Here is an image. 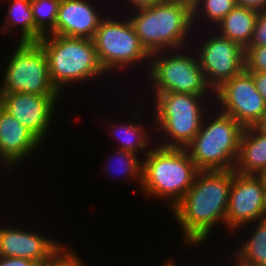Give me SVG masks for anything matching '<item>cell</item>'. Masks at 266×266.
Listing matches in <instances>:
<instances>
[{
  "mask_svg": "<svg viewBox=\"0 0 266 266\" xmlns=\"http://www.w3.org/2000/svg\"><path fill=\"white\" fill-rule=\"evenodd\" d=\"M252 75L257 91L266 103V72H249Z\"/></svg>",
  "mask_w": 266,
  "mask_h": 266,
  "instance_id": "f1b7e54d",
  "label": "cell"
},
{
  "mask_svg": "<svg viewBox=\"0 0 266 266\" xmlns=\"http://www.w3.org/2000/svg\"><path fill=\"white\" fill-rule=\"evenodd\" d=\"M133 11V17L130 15L128 18L150 55L167 49H187L184 46L194 28L191 1L165 0Z\"/></svg>",
  "mask_w": 266,
  "mask_h": 266,
  "instance_id": "7a4b0ae2",
  "label": "cell"
},
{
  "mask_svg": "<svg viewBox=\"0 0 266 266\" xmlns=\"http://www.w3.org/2000/svg\"><path fill=\"white\" fill-rule=\"evenodd\" d=\"M264 169H266V135L258 132L253 126L245 127L234 171L244 175H258Z\"/></svg>",
  "mask_w": 266,
  "mask_h": 266,
  "instance_id": "e0dca14e",
  "label": "cell"
},
{
  "mask_svg": "<svg viewBox=\"0 0 266 266\" xmlns=\"http://www.w3.org/2000/svg\"><path fill=\"white\" fill-rule=\"evenodd\" d=\"M211 115L205 114L199 132L185 149L199 171L232 170L236 165L244 127L221 111L217 110L214 117Z\"/></svg>",
  "mask_w": 266,
  "mask_h": 266,
  "instance_id": "5b68a950",
  "label": "cell"
},
{
  "mask_svg": "<svg viewBox=\"0 0 266 266\" xmlns=\"http://www.w3.org/2000/svg\"><path fill=\"white\" fill-rule=\"evenodd\" d=\"M60 95L29 93L0 94V105L29 129L41 142L53 124L54 110Z\"/></svg>",
  "mask_w": 266,
  "mask_h": 266,
  "instance_id": "4fadbf2b",
  "label": "cell"
},
{
  "mask_svg": "<svg viewBox=\"0 0 266 266\" xmlns=\"http://www.w3.org/2000/svg\"><path fill=\"white\" fill-rule=\"evenodd\" d=\"M253 127L261 134L266 135V111Z\"/></svg>",
  "mask_w": 266,
  "mask_h": 266,
  "instance_id": "1f68e13d",
  "label": "cell"
},
{
  "mask_svg": "<svg viewBox=\"0 0 266 266\" xmlns=\"http://www.w3.org/2000/svg\"><path fill=\"white\" fill-rule=\"evenodd\" d=\"M266 218V194L257 175L234 172L225 227L231 233ZM233 231V232H232Z\"/></svg>",
  "mask_w": 266,
  "mask_h": 266,
  "instance_id": "7c38bea8",
  "label": "cell"
},
{
  "mask_svg": "<svg viewBox=\"0 0 266 266\" xmlns=\"http://www.w3.org/2000/svg\"><path fill=\"white\" fill-rule=\"evenodd\" d=\"M111 158L108 159V162L109 161H112V159L114 160V158L116 159L115 160V164H119L117 166V168H113L112 164L109 165L108 162H107V166H105L104 168H106V170H108L109 172L113 171V169L115 171L114 172V175H123V177H127L126 180H129V179H134V180H137V184L139 182V187L141 188V183H142V161L141 159L143 160V158H140L139 159V156L132 153V152H129V151H124L122 149H117L114 151V158L112 156H110ZM113 163V162H112ZM113 163V164H114ZM114 164V167H116ZM118 169V170H117ZM122 169V170H121ZM119 172V174L117 172ZM109 173L110 175L113 173ZM116 172V173H115ZM125 174V175H124Z\"/></svg>",
  "mask_w": 266,
  "mask_h": 266,
  "instance_id": "cb8c5ba5",
  "label": "cell"
},
{
  "mask_svg": "<svg viewBox=\"0 0 266 266\" xmlns=\"http://www.w3.org/2000/svg\"><path fill=\"white\" fill-rule=\"evenodd\" d=\"M244 58L248 72H266V46H247Z\"/></svg>",
  "mask_w": 266,
  "mask_h": 266,
  "instance_id": "d4e9b609",
  "label": "cell"
},
{
  "mask_svg": "<svg viewBox=\"0 0 266 266\" xmlns=\"http://www.w3.org/2000/svg\"><path fill=\"white\" fill-rule=\"evenodd\" d=\"M210 33L213 35L204 38V42L202 39L195 54L207 84L215 91L245 69V49L216 31Z\"/></svg>",
  "mask_w": 266,
  "mask_h": 266,
  "instance_id": "30bf717a",
  "label": "cell"
},
{
  "mask_svg": "<svg viewBox=\"0 0 266 266\" xmlns=\"http://www.w3.org/2000/svg\"><path fill=\"white\" fill-rule=\"evenodd\" d=\"M234 172V169L197 172L193 185L171 209L182 229L183 244L198 246L207 241L214 225H225Z\"/></svg>",
  "mask_w": 266,
  "mask_h": 266,
  "instance_id": "6da1fadb",
  "label": "cell"
},
{
  "mask_svg": "<svg viewBox=\"0 0 266 266\" xmlns=\"http://www.w3.org/2000/svg\"><path fill=\"white\" fill-rule=\"evenodd\" d=\"M0 266H39L30 259L0 256Z\"/></svg>",
  "mask_w": 266,
  "mask_h": 266,
  "instance_id": "83f0119b",
  "label": "cell"
},
{
  "mask_svg": "<svg viewBox=\"0 0 266 266\" xmlns=\"http://www.w3.org/2000/svg\"><path fill=\"white\" fill-rule=\"evenodd\" d=\"M68 246L63 245L44 266H86V262L75 253L76 249L74 251Z\"/></svg>",
  "mask_w": 266,
  "mask_h": 266,
  "instance_id": "484cf974",
  "label": "cell"
},
{
  "mask_svg": "<svg viewBox=\"0 0 266 266\" xmlns=\"http://www.w3.org/2000/svg\"><path fill=\"white\" fill-rule=\"evenodd\" d=\"M10 56L0 94L61 95L52 84L48 60L38 41H19Z\"/></svg>",
  "mask_w": 266,
  "mask_h": 266,
  "instance_id": "ba28073f",
  "label": "cell"
},
{
  "mask_svg": "<svg viewBox=\"0 0 266 266\" xmlns=\"http://www.w3.org/2000/svg\"><path fill=\"white\" fill-rule=\"evenodd\" d=\"M90 2L61 0L55 22V35L93 39L104 14H100Z\"/></svg>",
  "mask_w": 266,
  "mask_h": 266,
  "instance_id": "2e32d148",
  "label": "cell"
},
{
  "mask_svg": "<svg viewBox=\"0 0 266 266\" xmlns=\"http://www.w3.org/2000/svg\"><path fill=\"white\" fill-rule=\"evenodd\" d=\"M191 2L193 25L198 23L197 20L203 21L199 19L203 16L207 18L205 21L208 20V24H212L213 27H216L237 6L236 0H192Z\"/></svg>",
  "mask_w": 266,
  "mask_h": 266,
  "instance_id": "603a6c76",
  "label": "cell"
},
{
  "mask_svg": "<svg viewBox=\"0 0 266 266\" xmlns=\"http://www.w3.org/2000/svg\"><path fill=\"white\" fill-rule=\"evenodd\" d=\"M38 42L48 60L51 82L60 93L64 86L106 74L92 39L45 35Z\"/></svg>",
  "mask_w": 266,
  "mask_h": 266,
  "instance_id": "277c9868",
  "label": "cell"
},
{
  "mask_svg": "<svg viewBox=\"0 0 266 266\" xmlns=\"http://www.w3.org/2000/svg\"><path fill=\"white\" fill-rule=\"evenodd\" d=\"M149 149L142 161L140 190L146 196L168 200L166 203L172 209L193 185L199 170L185 148L157 145Z\"/></svg>",
  "mask_w": 266,
  "mask_h": 266,
  "instance_id": "3957f363",
  "label": "cell"
},
{
  "mask_svg": "<svg viewBox=\"0 0 266 266\" xmlns=\"http://www.w3.org/2000/svg\"><path fill=\"white\" fill-rule=\"evenodd\" d=\"M165 0H127L128 5H132L131 7L135 8H139V7H144V6H150L159 2H162Z\"/></svg>",
  "mask_w": 266,
  "mask_h": 266,
  "instance_id": "4dcf8cb0",
  "label": "cell"
},
{
  "mask_svg": "<svg viewBox=\"0 0 266 266\" xmlns=\"http://www.w3.org/2000/svg\"><path fill=\"white\" fill-rule=\"evenodd\" d=\"M222 113L232 116L244 128L253 126L265 113L266 103L257 91L252 75L243 70L214 91Z\"/></svg>",
  "mask_w": 266,
  "mask_h": 266,
  "instance_id": "8fae6325",
  "label": "cell"
},
{
  "mask_svg": "<svg viewBox=\"0 0 266 266\" xmlns=\"http://www.w3.org/2000/svg\"><path fill=\"white\" fill-rule=\"evenodd\" d=\"M41 142L0 105V161L6 169L35 153ZM29 155V156H28Z\"/></svg>",
  "mask_w": 266,
  "mask_h": 266,
  "instance_id": "9a60e30c",
  "label": "cell"
},
{
  "mask_svg": "<svg viewBox=\"0 0 266 266\" xmlns=\"http://www.w3.org/2000/svg\"><path fill=\"white\" fill-rule=\"evenodd\" d=\"M259 11L243 6H235L216 26L218 34L239 43L244 49L249 45Z\"/></svg>",
  "mask_w": 266,
  "mask_h": 266,
  "instance_id": "ac0fdd59",
  "label": "cell"
},
{
  "mask_svg": "<svg viewBox=\"0 0 266 266\" xmlns=\"http://www.w3.org/2000/svg\"><path fill=\"white\" fill-rule=\"evenodd\" d=\"M257 176L261 179L266 194V169L262 170Z\"/></svg>",
  "mask_w": 266,
  "mask_h": 266,
  "instance_id": "d6a6232c",
  "label": "cell"
},
{
  "mask_svg": "<svg viewBox=\"0 0 266 266\" xmlns=\"http://www.w3.org/2000/svg\"><path fill=\"white\" fill-rule=\"evenodd\" d=\"M248 46H266V10L259 11Z\"/></svg>",
  "mask_w": 266,
  "mask_h": 266,
  "instance_id": "4316f807",
  "label": "cell"
},
{
  "mask_svg": "<svg viewBox=\"0 0 266 266\" xmlns=\"http://www.w3.org/2000/svg\"><path fill=\"white\" fill-rule=\"evenodd\" d=\"M153 94L155 112L152 113V122L157 125L153 130L164 132L163 136L169 137L168 142L164 139L165 142H158L157 145L185 148L199 132L204 114L210 113L206 106L208 104L204 106L201 102L207 96L178 92Z\"/></svg>",
  "mask_w": 266,
  "mask_h": 266,
  "instance_id": "8992f818",
  "label": "cell"
},
{
  "mask_svg": "<svg viewBox=\"0 0 266 266\" xmlns=\"http://www.w3.org/2000/svg\"><path fill=\"white\" fill-rule=\"evenodd\" d=\"M180 51L182 52L181 49H174L150 55L146 68L148 73L145 75L148 82L150 80L153 93L178 92L214 97V91L206 82L197 55L188 54L187 50L182 53Z\"/></svg>",
  "mask_w": 266,
  "mask_h": 266,
  "instance_id": "52a82bcc",
  "label": "cell"
},
{
  "mask_svg": "<svg viewBox=\"0 0 266 266\" xmlns=\"http://www.w3.org/2000/svg\"><path fill=\"white\" fill-rule=\"evenodd\" d=\"M251 224H255L254 230L250 231L245 244L232 250L231 256L235 260L232 262L239 266H266V218Z\"/></svg>",
  "mask_w": 266,
  "mask_h": 266,
  "instance_id": "d6986e66",
  "label": "cell"
},
{
  "mask_svg": "<svg viewBox=\"0 0 266 266\" xmlns=\"http://www.w3.org/2000/svg\"><path fill=\"white\" fill-rule=\"evenodd\" d=\"M61 0H31L35 24V41L45 35H55V22Z\"/></svg>",
  "mask_w": 266,
  "mask_h": 266,
  "instance_id": "7402d4cb",
  "label": "cell"
},
{
  "mask_svg": "<svg viewBox=\"0 0 266 266\" xmlns=\"http://www.w3.org/2000/svg\"><path fill=\"white\" fill-rule=\"evenodd\" d=\"M64 244L15 225L10 228L0 226V256L3 257L26 258L44 266Z\"/></svg>",
  "mask_w": 266,
  "mask_h": 266,
  "instance_id": "5bb4252c",
  "label": "cell"
},
{
  "mask_svg": "<svg viewBox=\"0 0 266 266\" xmlns=\"http://www.w3.org/2000/svg\"><path fill=\"white\" fill-rule=\"evenodd\" d=\"M236 4L257 11L266 10V0H236Z\"/></svg>",
  "mask_w": 266,
  "mask_h": 266,
  "instance_id": "f546056e",
  "label": "cell"
},
{
  "mask_svg": "<svg viewBox=\"0 0 266 266\" xmlns=\"http://www.w3.org/2000/svg\"><path fill=\"white\" fill-rule=\"evenodd\" d=\"M7 1V0H6ZM5 2V0H4ZM5 23L1 26V32L8 34L11 28L20 26V41H35V24L31 8V0H8Z\"/></svg>",
  "mask_w": 266,
  "mask_h": 266,
  "instance_id": "44dd1931",
  "label": "cell"
},
{
  "mask_svg": "<svg viewBox=\"0 0 266 266\" xmlns=\"http://www.w3.org/2000/svg\"><path fill=\"white\" fill-rule=\"evenodd\" d=\"M128 121V123H120L118 126L115 124V122L114 124L113 122H109L110 124L108 126L110 127L108 129H112L111 134L115 137H113V139L118 140L117 144L119 147L116 148L132 152L136 155H139L138 153H143L145 151L147 154L150 151L148 150L149 145L150 147L153 146L151 145L153 142L150 140L152 138L149 137L151 135L148 133L151 131V128L148 127L146 129L144 124H139V122L137 124L136 122L132 123L130 119Z\"/></svg>",
  "mask_w": 266,
  "mask_h": 266,
  "instance_id": "ffe728a7",
  "label": "cell"
},
{
  "mask_svg": "<svg viewBox=\"0 0 266 266\" xmlns=\"http://www.w3.org/2000/svg\"><path fill=\"white\" fill-rule=\"evenodd\" d=\"M118 19L104 16L92 39L106 73L125 71L140 62L143 64L144 60L150 61V54L142 46L130 19Z\"/></svg>",
  "mask_w": 266,
  "mask_h": 266,
  "instance_id": "9c48e42d",
  "label": "cell"
},
{
  "mask_svg": "<svg viewBox=\"0 0 266 266\" xmlns=\"http://www.w3.org/2000/svg\"><path fill=\"white\" fill-rule=\"evenodd\" d=\"M173 260L174 259L171 258V260L166 261V263L163 264V266H178L177 264L174 263Z\"/></svg>",
  "mask_w": 266,
  "mask_h": 266,
  "instance_id": "836d02e7",
  "label": "cell"
}]
</instances>
